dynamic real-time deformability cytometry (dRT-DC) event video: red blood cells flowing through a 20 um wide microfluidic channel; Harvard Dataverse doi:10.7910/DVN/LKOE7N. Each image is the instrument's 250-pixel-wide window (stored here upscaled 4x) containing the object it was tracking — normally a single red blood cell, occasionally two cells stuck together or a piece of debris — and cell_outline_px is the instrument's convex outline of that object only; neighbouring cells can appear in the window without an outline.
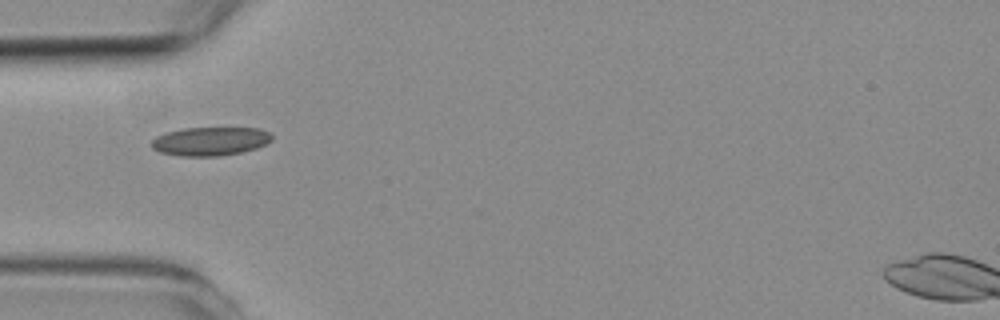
{"species": "common noctule bat (a hibernating species)", "species_latin": "Nyctalus noctula", "temperature_condition": "room temperature", "stored_images_in_passage": 3, "camera_frame_rate_fps": 3000, "um_per_image_px": 0.085, "animal": {"sex": "female", "body_mass_g": 19.3, "forearm_length_mm": 54.1}, "frame": {"image": 1, "passage_image": 1, "time_ms": 0.0, "image_size_px": [1000, 320], "cell_outline_px": [[272, 140], [256, 148], [240, 152], [220, 156], [180, 156], [160, 152], [152, 148], [152, 140], [156, 136], [168, 132], [184, 128], [260, 128], [272, 132]], "centroid_in_image_um": [17.89, 12.0], "position_along_channel_um": 67.1, "area_um2": 20.06}}
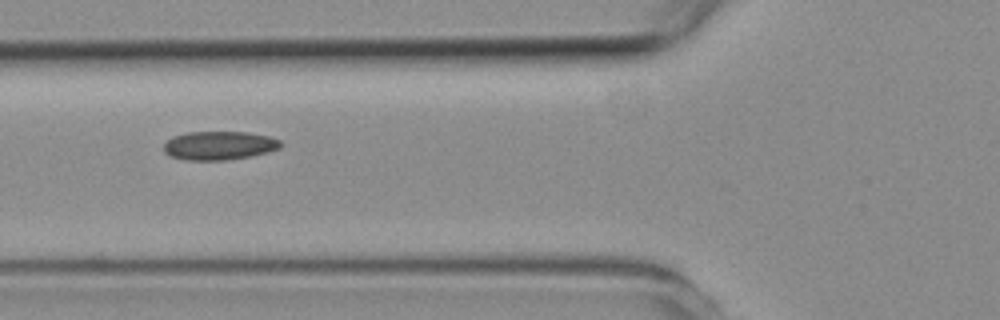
{"frame": {"image": 2, "passage_image": 2, "time_ms": 1.0, "image_size_px": [1000, 320], "cell_outline_px": [[284, 144], [280, 148], [268, 152], [252, 156], [228, 160], [188, 160], [172, 156], [164, 152], [164, 144], [172, 136], [188, 132], [248, 132], [268, 136], [280, 140]], "centroid_in_image_um": [18.67, 12.37], "position_along_channel_um": 107.1, "area_um2": 19.59}}
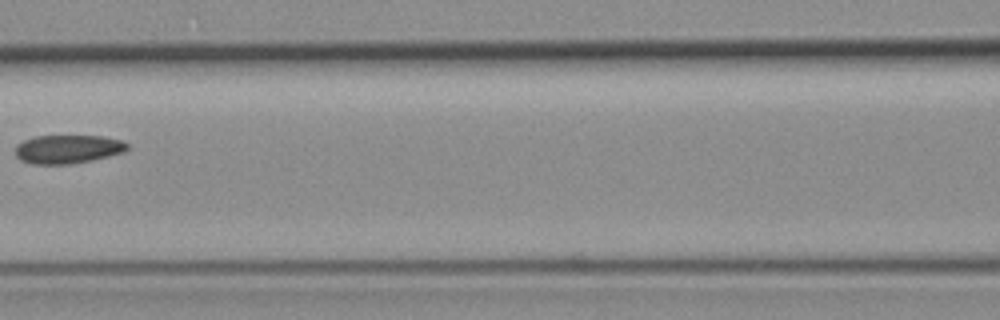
{"frame": {"image": 3, "passage_image": 3, "time_ms": 2.333, "image_size_px": [1000, 320], "cell_outline_px": [[128, 148], [124, 152], [92, 160], [68, 164], [32, 164], [20, 160], [16, 156], [16, 144], [24, 140], [36, 136], [100, 136], [124, 140], [128, 144]], "centroid_in_image_um": [5.76, 12.67], "position_along_channel_um": 160.8, "area_um2": 18.67}}